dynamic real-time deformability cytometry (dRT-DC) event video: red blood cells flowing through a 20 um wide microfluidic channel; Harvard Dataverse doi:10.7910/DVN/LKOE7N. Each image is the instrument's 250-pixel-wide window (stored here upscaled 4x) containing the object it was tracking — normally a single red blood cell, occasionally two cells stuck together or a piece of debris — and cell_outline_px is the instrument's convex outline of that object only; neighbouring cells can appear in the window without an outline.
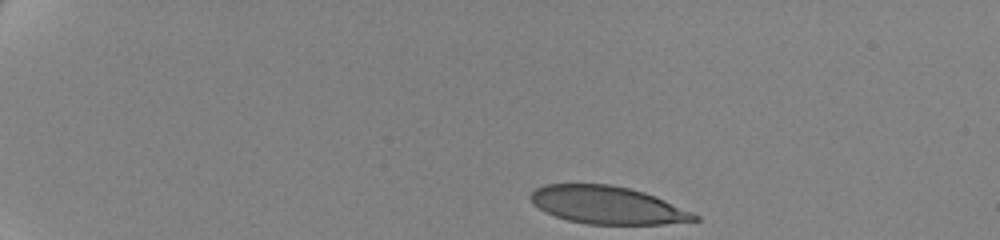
{"species": "human", "species_latin": "Homo sapiens", "temperature_condition": "cold", "stored_images_in_passage": 46, "camera_frame_rate_fps": 3000, "um_per_image_px": 0.085, "donor": {"sex": "female"}, "frame": {"image": 1, "passage_image": 1, "time_ms": 0.0, "image_size_px": [1000, 240], "cell_outline_px": [[700, 220], [664, 224], [588, 224], [568, 220], [544, 212], [532, 204], [528, 196], [536, 188], [544, 184], [612, 184], [644, 192], [656, 196], [692, 212], [700, 216]], "centroid_in_image_um": [51.6, 17.43], "position_along_channel_um": 33.4, "area_um2": 36.13}}
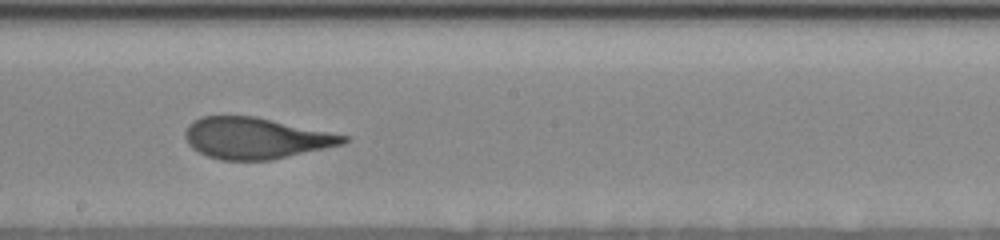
{"frame": {"image": 2, "passage_image": 26, "time_ms": 8.333, "image_size_px": [1000, 240], "cell_outline_px": [[348, 140], [344, 144], [272, 160], [220, 160], [208, 156], [192, 148], [188, 144], [184, 136], [184, 132], [188, 124], [192, 120], [200, 116], [256, 116], [348, 136]], "centroid_in_image_um": [21.7, 11.74], "position_along_channel_um": 226.5, "area_um2": 38.09}}
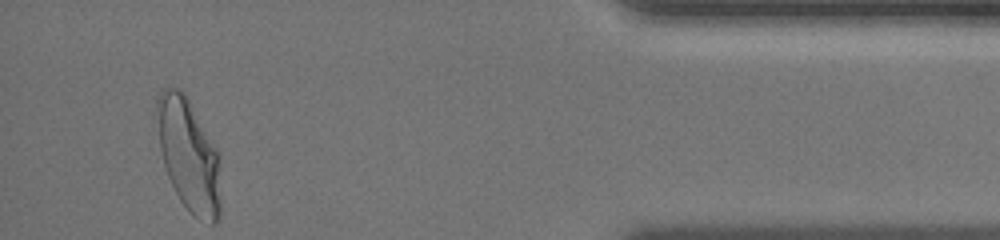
{"frame": {"image": 3, "passage_image": 46, "time_ms": 15.0, "image_size_px": [1000, 240], "cell_outline_px": [[220, 216], [216, 224], [212, 224], [200, 220], [192, 216], [180, 200], [168, 176], [164, 164], [160, 148], [156, 108], [156, 96], [164, 88], [180, 88], [184, 92], [220, 152]], "centroid_in_image_um": [16.07, 13.2], "position_along_channel_um": 419.1, "area_um2": 42.31}, "authors_computed_cell_mechanics": {"area_um2": 38.8705, "velocity_mm_per_s": 3.4891, "shape_relaxation_time_tau1_ms": 6.7819, "shape_relaxation_time_tau2_ms": null, "deformation_change_tau1": 0.2167, "deformation_change_tau2": null}}